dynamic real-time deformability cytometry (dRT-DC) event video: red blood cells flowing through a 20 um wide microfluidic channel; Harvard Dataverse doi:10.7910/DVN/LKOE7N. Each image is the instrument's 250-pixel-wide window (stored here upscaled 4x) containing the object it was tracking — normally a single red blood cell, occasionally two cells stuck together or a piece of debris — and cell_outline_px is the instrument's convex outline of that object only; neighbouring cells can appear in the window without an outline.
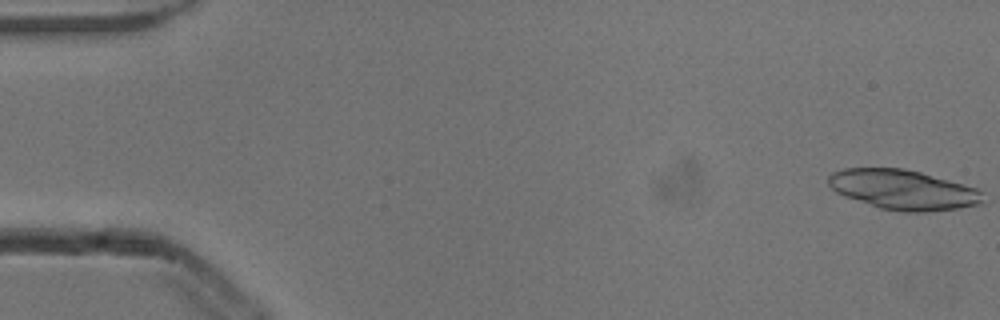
{"species": "common noctule bat (a hibernating species)", "species_latin": "Nyctalus noctula", "temperature_condition": "cold", "stored_images_in_passage": 5, "camera_frame_rate_fps": 3000, "um_per_image_px": 0.085, "animal": {"sex": "male", "body_mass_g": 13.3}, "frame": {"image": 1, "passage_image": 1, "time_ms": 0.0, "image_size_px": [1000, 320], "cell_outline_px": [[984, 204], [956, 208], [924, 212], [900, 212], [880, 208], [844, 196], [836, 192], [828, 184], [828, 176], [832, 172], [844, 168], [904, 168], [920, 172], [976, 188], [980, 192]], "centroid_in_image_um": [76.73, 16.13], "position_along_channel_um": 8.3, "area_um2": 35.66}}